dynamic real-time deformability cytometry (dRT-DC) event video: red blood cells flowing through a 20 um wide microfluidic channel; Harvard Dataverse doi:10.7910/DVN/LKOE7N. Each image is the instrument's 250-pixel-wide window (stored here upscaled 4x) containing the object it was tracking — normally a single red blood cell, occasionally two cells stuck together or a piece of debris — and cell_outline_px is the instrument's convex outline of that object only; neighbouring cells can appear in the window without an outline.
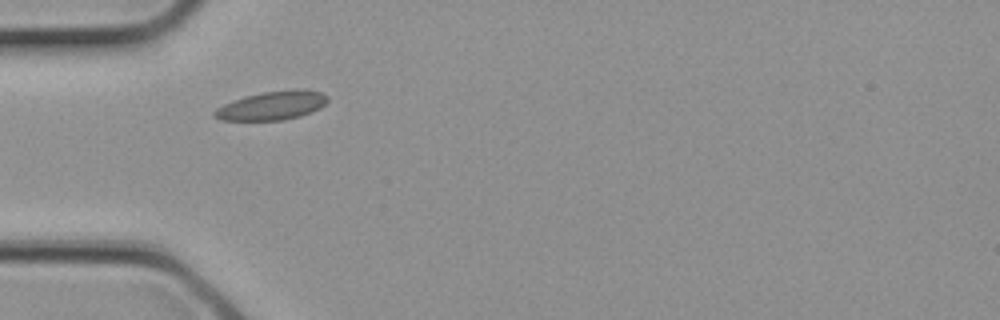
{"species": "common noctule bat (a hibernating species)", "species_latin": "Nyctalus noctula", "temperature_condition": "cold", "stored_images_in_passage": 4, "camera_frame_rate_fps": 3000, "um_per_image_px": 0.085, "animal": {"sex": "female", "body_mass_g": 21.9}, "frame": {"image": 1, "passage_image": 4, "time_ms": 1.0, "image_size_px": [1000, 320], "cell_outline_px": [[328, 100], [320, 108], [312, 112], [300, 116], [284, 120], [220, 120], [212, 116], [212, 112], [216, 108], [232, 100], [244, 96], [260, 92], [292, 88], [300, 88], [324, 92], [328, 96]], "centroid_in_image_um": [23.13, 8.95], "position_along_channel_um": 61.9, "area_um2": 19.42}}